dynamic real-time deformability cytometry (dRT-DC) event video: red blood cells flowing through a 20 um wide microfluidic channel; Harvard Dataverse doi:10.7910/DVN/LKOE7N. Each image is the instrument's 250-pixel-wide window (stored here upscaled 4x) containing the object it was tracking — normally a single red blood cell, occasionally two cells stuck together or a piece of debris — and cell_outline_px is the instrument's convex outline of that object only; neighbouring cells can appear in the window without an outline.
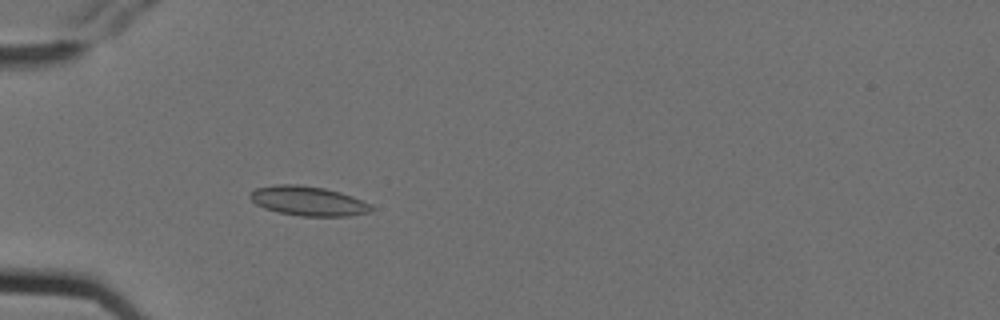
{"species": "Egyptian fruit bat (a non-hibernating species)", "species_latin": "Rousettus aegyptiacus", "temperature_condition": "cold", "stored_images_in_passage": 4, "camera_frame_rate_fps": 3000, "um_per_image_px": 0.085, "animal": {"sex": "female"}, "frame": {"image": 1, "passage_image": 4, "time_ms": 1.0, "image_size_px": [1000, 320], "cell_outline_px": [[376, 208], [372, 212], [348, 216], [300, 216], [280, 212], [264, 208], [256, 204], [248, 196], [256, 188], [276, 184], [300, 184], [324, 188], [340, 192], [352, 196], [372, 204]], "centroid_in_image_um": [26.25, 17.08], "position_along_channel_um": 58.8, "area_um2": 20.98}}